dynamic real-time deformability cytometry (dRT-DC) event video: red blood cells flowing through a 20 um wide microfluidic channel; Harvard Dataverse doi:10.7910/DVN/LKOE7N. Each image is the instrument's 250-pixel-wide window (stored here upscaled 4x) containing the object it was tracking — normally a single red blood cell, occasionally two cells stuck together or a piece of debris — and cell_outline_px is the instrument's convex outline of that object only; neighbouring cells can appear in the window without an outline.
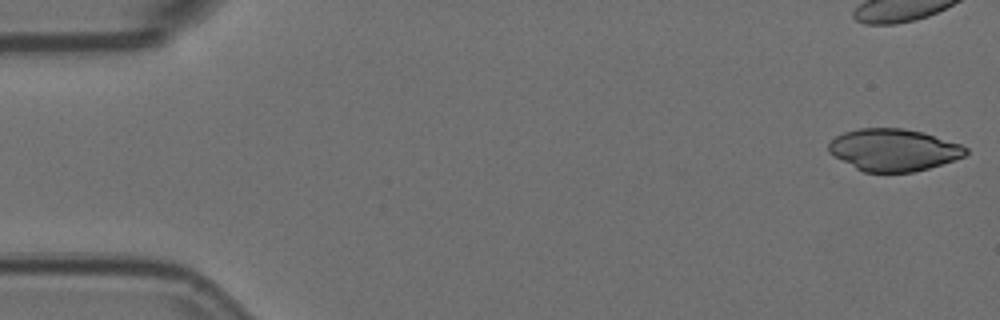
{"species": "Egyptian fruit bat (a non-hibernating species)", "species_latin": "Rousettus aegyptiacus", "temperature_condition": "room temperature", "stored_images_in_passage": 43, "camera_frame_rate_fps": 3000, "um_per_image_px": 0.085, "animal": {"sex": "female"}, "frame": {"image": 1, "passage_image": 1, "time_ms": 0.0, "image_size_px": [1000, 320], "cell_outline_px": [[968, 152], [964, 156], [928, 168], [912, 172], [864, 172], [856, 168], [828, 152], [828, 144], [836, 136], [844, 132], [860, 128], [904, 128], [924, 132], [960, 144], [968, 148]], "centroid_in_image_um": [75.95, 12.73], "position_along_channel_um": 9.0, "area_um2": 33.41}}